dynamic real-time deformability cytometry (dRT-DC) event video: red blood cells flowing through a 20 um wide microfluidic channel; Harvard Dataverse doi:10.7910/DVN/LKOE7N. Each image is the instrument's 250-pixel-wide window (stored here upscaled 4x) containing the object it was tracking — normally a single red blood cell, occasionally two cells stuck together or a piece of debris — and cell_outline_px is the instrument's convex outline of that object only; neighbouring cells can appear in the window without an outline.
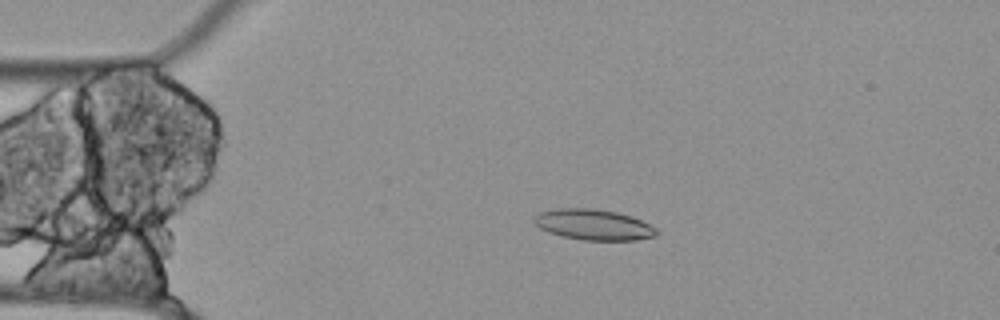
{"species": "Egyptian fruit bat (a non-hibernating species)", "species_latin": "Rousettus aegyptiacus", "temperature_condition": "cold", "stored_images_in_passage": 56, "camera_frame_rate_fps": 3000, "um_per_image_px": 0.085, "animal": {"sex": "female"}, "frame": {"image": 1, "passage_image": 12, "time_ms": 3.667, "image_size_px": [1000, 320], "cell_outline_px": [[660, 232], [656, 236], [636, 240], [584, 240], [564, 236], [548, 232], [540, 228], [532, 220], [540, 212], [556, 208], [592, 208], [616, 212], [632, 216], [656, 228]], "centroid_in_image_um": [50.47, 19.09], "position_along_channel_um": 34.5, "area_um2": 21.85}}
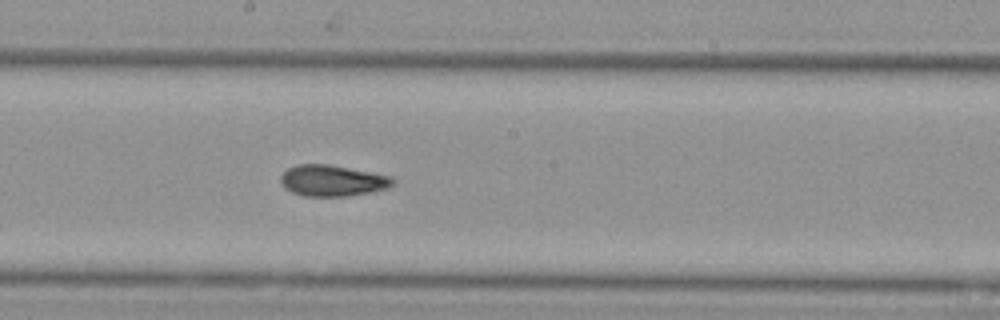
{"frame": {"image": 2, "passage_image": 30, "time_ms": 9.667, "image_size_px": [1000, 320], "cell_outline_px": [[396, 180], [388, 188], [372, 192], [348, 196], [304, 196], [292, 192], [284, 188], [280, 180], [280, 176], [288, 168], [296, 164], [328, 164], [392, 176]], "centroid_in_image_um": [28.25, 15.35], "position_along_channel_um": 219.9, "area_um2": 20.46}}
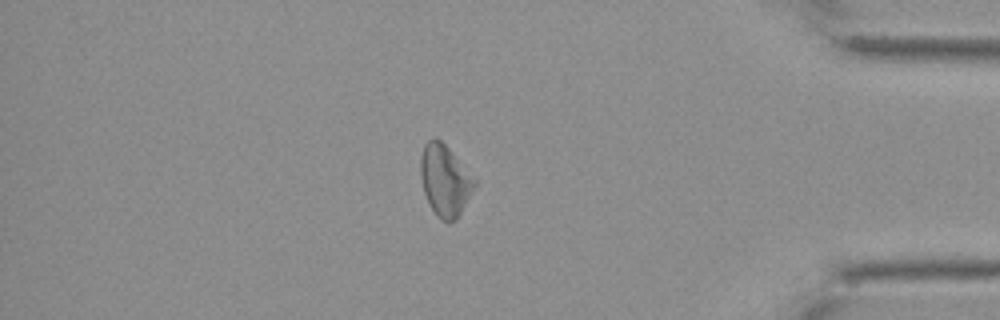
{"frame": {"image": 3, "passage_image": 48, "time_ms": 15.667, "image_size_px": [1000, 320], "cell_outline_px": [[476, 184], [456, 220], [448, 224], [440, 220], [436, 216], [424, 192], [420, 176], [420, 156], [424, 144], [428, 140], [436, 136], [448, 148], [476, 180]], "centroid_in_image_um": [37.79, 15.34], "position_along_channel_um": 397.4, "area_um2": 22.25}}